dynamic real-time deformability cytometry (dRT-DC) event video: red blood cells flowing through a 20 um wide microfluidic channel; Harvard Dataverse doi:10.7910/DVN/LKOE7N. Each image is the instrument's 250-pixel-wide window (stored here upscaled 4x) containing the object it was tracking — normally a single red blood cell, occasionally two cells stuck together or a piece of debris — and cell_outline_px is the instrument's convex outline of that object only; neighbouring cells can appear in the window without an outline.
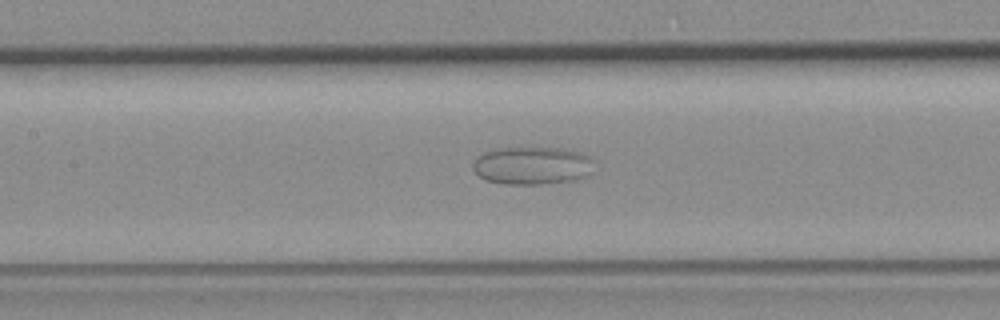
{"species": "common noctule bat (a hibernating species)", "species_latin": "Nyctalus noctula", "temperature_condition": "room temperature", "stored_images_in_passage": 23, "camera_frame_rate_fps": 3000, "um_per_image_px": 0.085, "animal": {"sex": "female", "body_mass_g": 19.3, "forearm_length_mm": 54.1}, "frame": {"image": 1, "passage_image": 17, "time_ms": 5.333, "image_size_px": [1000, 320], "cell_outline_px": [[592, 176], [572, 180], [540, 184], [504, 184], [484, 180], [472, 168], [472, 164], [476, 156], [484, 152], [500, 148], [560, 148], [580, 152], [592, 156]], "centroid_in_image_um": [45.25, 14.08], "position_along_channel_um": 162.1, "area_um2": 26.99}}
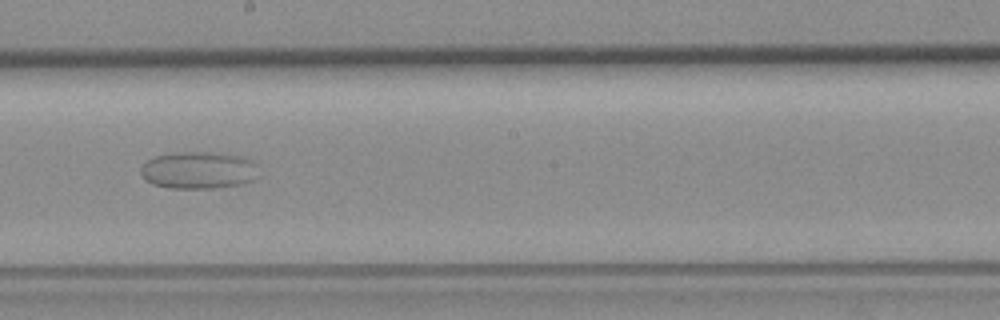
{"frame": {"image": 2, "passage_image": 23, "time_ms": 7.333, "image_size_px": [1000, 320], "cell_outline_px": [[256, 176], [252, 180], [240, 184], [212, 188], [168, 188], [152, 184], [144, 180], [140, 176], [140, 168], [148, 160], [156, 156], [184, 152], [216, 152], [244, 156], [252, 160]], "centroid_in_image_um": [16.82, 14.47], "position_along_channel_um": 231.4, "area_um2": 25.43}}